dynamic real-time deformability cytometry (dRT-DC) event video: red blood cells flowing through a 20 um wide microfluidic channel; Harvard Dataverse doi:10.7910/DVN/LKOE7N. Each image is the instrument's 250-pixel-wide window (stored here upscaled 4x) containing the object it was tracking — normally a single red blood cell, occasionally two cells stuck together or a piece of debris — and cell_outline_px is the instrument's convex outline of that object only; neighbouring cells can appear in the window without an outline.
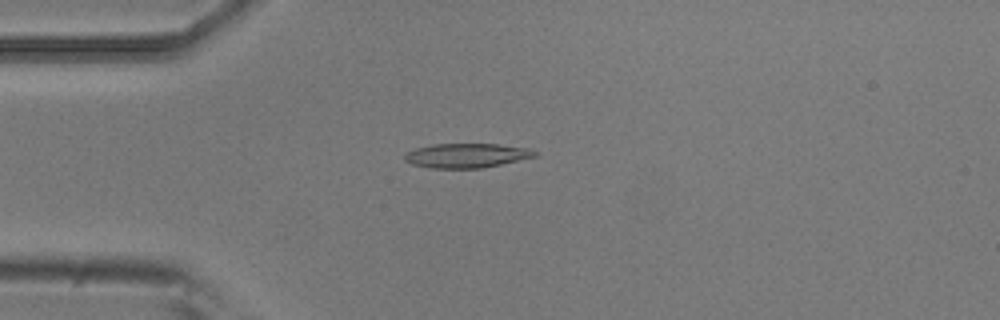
{"species": "common noctule bat (a hibernating species)", "species_latin": "Nyctalus noctula", "temperature_condition": "room temperature", "stored_images_in_passage": 4, "camera_frame_rate_fps": 3000, "um_per_image_px": 0.085, "animal": {"sex": "male", "body_mass_g": 20.5, "forearm_length_mm": 52.5}, "frame": {"image": 1, "passage_image": 4, "time_ms": 1.0, "image_size_px": [1000, 320], "cell_outline_px": [[536, 156], [500, 164], [480, 168], [428, 168], [412, 164], [404, 160], [404, 156], [408, 152], [416, 148], [432, 144], [496, 144], [528, 148], [536, 152]], "centroid_in_image_um": [39.61, 13.22], "position_along_channel_um": 45.4, "area_um2": 18.26}}